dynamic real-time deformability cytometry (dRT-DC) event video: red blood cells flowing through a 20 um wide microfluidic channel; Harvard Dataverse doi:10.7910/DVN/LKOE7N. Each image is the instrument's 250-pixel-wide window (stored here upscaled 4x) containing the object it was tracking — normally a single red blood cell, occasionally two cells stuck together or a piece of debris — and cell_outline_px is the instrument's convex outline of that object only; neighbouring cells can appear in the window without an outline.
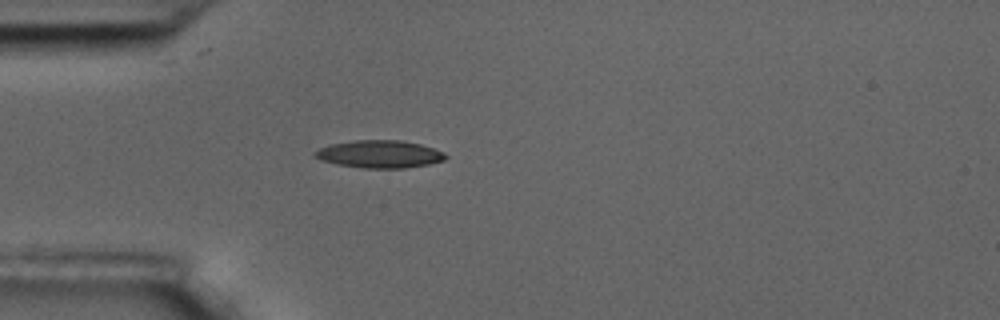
{"species": "common noctule bat (a hibernating species)", "species_latin": "Nyctalus noctula", "temperature_condition": "room temperature", "stored_images_in_passage": 1, "camera_frame_rate_fps": 3000, "um_per_image_px": 0.085, "animal": {"sex": "male", "body_mass_g": 17.5, "forearm_length_mm": 52.3}, "frame": {"image": 1, "passage_image": 1, "time_ms": 0.0, "image_size_px": [1000, 320], "cell_outline_px": [[448, 156], [444, 160], [428, 164], [404, 168], [364, 168], [336, 164], [312, 156], [312, 152], [328, 144], [356, 140], [400, 140], [420, 144], [444, 152]], "centroid_in_image_um": [32.24, 13.09], "position_along_channel_um": 52.8, "area_um2": 20.98}}